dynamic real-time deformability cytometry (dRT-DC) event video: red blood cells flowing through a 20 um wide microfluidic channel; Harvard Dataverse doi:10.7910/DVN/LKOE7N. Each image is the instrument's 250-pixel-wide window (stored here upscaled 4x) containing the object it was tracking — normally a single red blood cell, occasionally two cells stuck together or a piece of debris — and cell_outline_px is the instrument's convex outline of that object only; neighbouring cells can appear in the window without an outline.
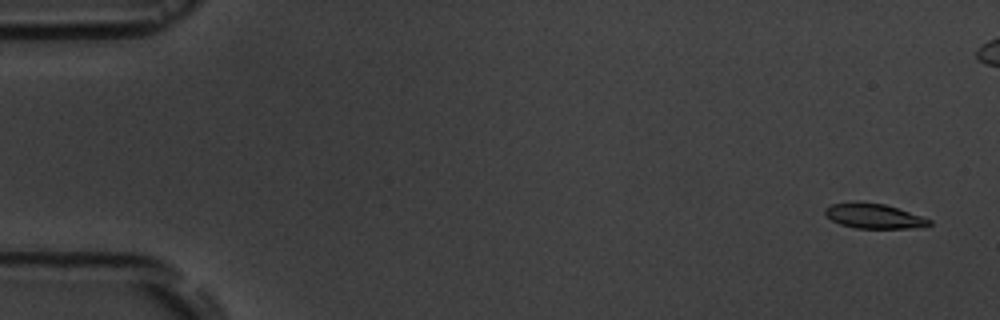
{"species": "common noctule bat (a hibernating species)", "species_latin": "Nyctalus noctula", "temperature_condition": "room temperature", "stored_images_in_passage": 6, "camera_frame_rate_fps": 3000, "um_per_image_px": 0.085, "animal": {"sex": "male", "body_mass_g": 19.5, "forearm_length_mm": 54.6}, "frame": {"image": 1, "passage_image": 1, "time_ms": 0.0, "image_size_px": [1000, 320], "cell_outline_px": [[932, 224], [928, 228], [856, 228], [840, 224], [832, 220], [824, 212], [824, 208], [832, 204], [860, 200], [884, 204], [932, 220]], "centroid_in_image_um": [74.3, 18.36], "position_along_channel_um": 10.7, "area_um2": 15.26}}